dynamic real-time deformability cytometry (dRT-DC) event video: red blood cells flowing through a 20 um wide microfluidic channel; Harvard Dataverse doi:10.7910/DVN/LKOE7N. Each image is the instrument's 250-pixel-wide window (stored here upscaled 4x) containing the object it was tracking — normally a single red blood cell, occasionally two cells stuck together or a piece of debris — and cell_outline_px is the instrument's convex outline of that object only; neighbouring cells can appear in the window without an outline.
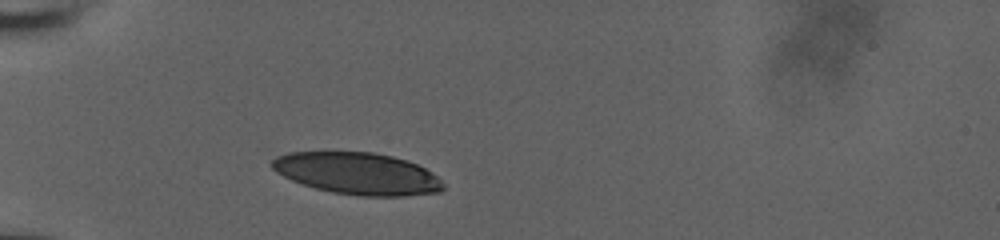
{"species": "human", "species_latin": "Homo sapiens", "temperature_condition": "room temperature", "stored_images_in_passage": 17, "camera_frame_rate_fps": 3000, "um_per_image_px": 0.085, "donor": {"sex": "male"}, "frame": {"image": 1, "passage_image": 1, "time_ms": 0.0, "image_size_px": [1000, 240], "cell_outline_px": [[444, 188], [440, 192], [404, 196], [360, 196], [332, 192], [316, 188], [292, 180], [276, 172], [272, 168], [272, 160], [276, 156], [288, 152], [372, 152], [392, 156], [408, 160], [432, 172], [444, 184]], "centroid_in_image_um": [30.4, 14.75], "position_along_channel_um": 54.6, "area_um2": 41.73}}
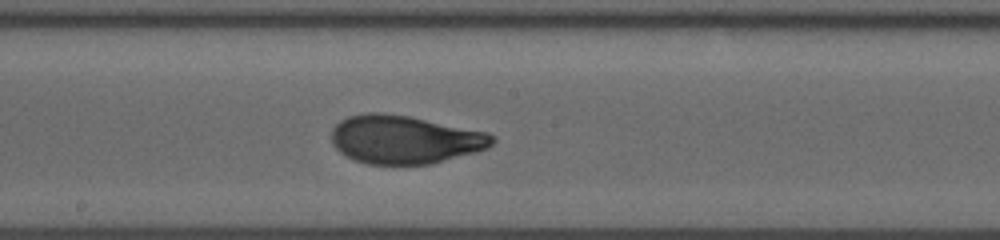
{"frame": {"image": 2, "passage_image": 10, "time_ms": 3.0, "image_size_px": [1000, 240], "cell_outline_px": [[496, 140], [488, 148], [476, 152], [432, 164], [368, 164], [352, 160], [340, 152], [332, 144], [332, 128], [340, 120], [348, 116], [368, 112], [384, 112], [412, 116], [488, 132], [496, 136]], "centroid_in_image_um": [34.41, 11.85], "position_along_channel_um": 213.8, "area_um2": 45.89}}
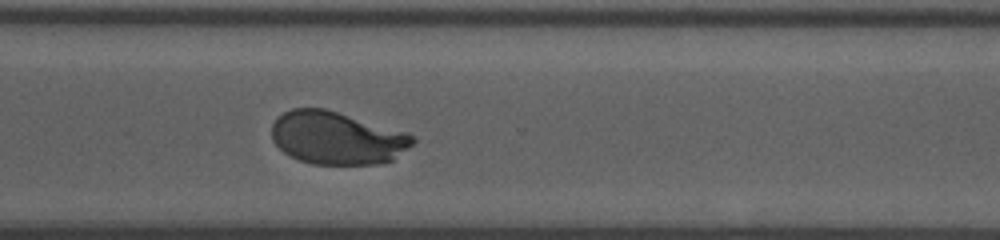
{"frame": {"image": 3, "passage_image": 17, "time_ms": 5.333, "image_size_px": [1000, 240], "cell_outline_px": [[416, 140], [412, 144], [392, 160], [380, 164], [312, 164], [300, 160], [284, 152], [272, 140], [272, 124], [276, 116], [292, 108], [324, 108], [408, 132], [416, 136]], "centroid_in_image_um": [28.64, 11.72], "position_along_channel_um": 342.0, "area_um2": 43.47}}